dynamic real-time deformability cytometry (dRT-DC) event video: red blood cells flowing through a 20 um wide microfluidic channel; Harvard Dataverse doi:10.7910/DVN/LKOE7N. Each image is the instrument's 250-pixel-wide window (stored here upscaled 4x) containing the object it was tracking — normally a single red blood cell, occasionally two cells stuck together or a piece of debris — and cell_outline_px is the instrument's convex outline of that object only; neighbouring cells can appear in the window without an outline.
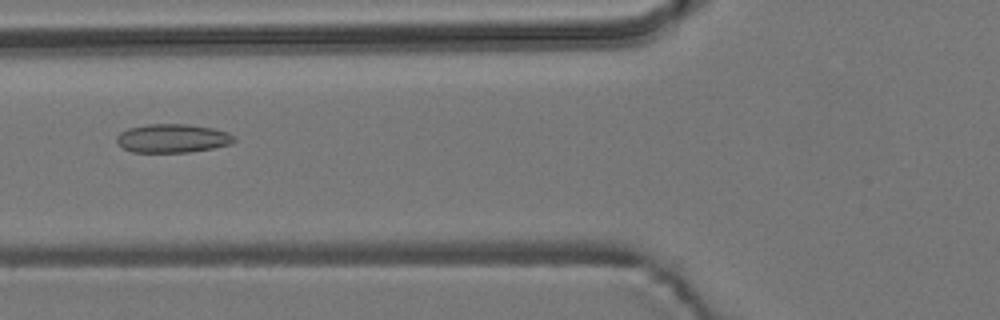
{"species": "common noctule bat (a hibernating species)", "species_latin": "Nyctalus noctula", "temperature_condition": "room temperature", "stored_images_in_passage": 6, "camera_frame_rate_fps": 3000, "um_per_image_px": 0.085, "animal": {"sex": "male", "body_mass_g": 19.2, "forearm_length_mm": 51.8}, "frame": {"image": 1, "passage_image": 6, "time_ms": 1.667, "image_size_px": [1000, 320], "cell_outline_px": [[236, 140], [232, 144], [212, 148], [188, 152], [132, 152], [116, 144], [116, 136], [120, 132], [128, 128], [148, 124], [188, 124], [212, 128], [228, 132], [236, 136]], "centroid_in_image_um": [14.67, 11.75], "position_along_channel_um": 111.1, "area_um2": 19.77}}